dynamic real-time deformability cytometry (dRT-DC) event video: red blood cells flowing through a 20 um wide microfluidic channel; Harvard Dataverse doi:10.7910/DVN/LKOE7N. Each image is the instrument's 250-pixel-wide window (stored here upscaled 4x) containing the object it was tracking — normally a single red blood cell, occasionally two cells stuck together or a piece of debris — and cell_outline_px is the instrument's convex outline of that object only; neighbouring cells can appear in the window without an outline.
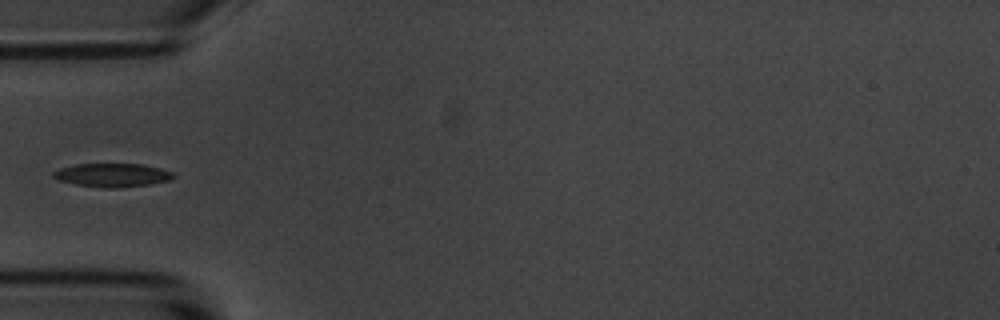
{"species": "common noctule bat (a hibernating species)", "species_latin": "Nyctalus noctula", "temperature_condition": "room temperature", "stored_images_in_passage": 6, "camera_frame_rate_fps": 3000, "um_per_image_px": 0.085, "animal": {"sex": "male", "body_mass_g": 20.1, "forearm_length_mm": 53.5}, "frame": {"image": 1, "passage_image": 4, "time_ms": 4.333, "image_size_px": [1000, 320], "cell_outline_px": [[176, 176], [172, 180], [148, 184], [120, 188], [104, 188], [76, 184], [60, 180], [52, 176], [52, 172], [60, 168], [76, 164], [144, 164], [160, 168], [172, 172]], "centroid_in_image_um": [9.58, 14.88], "position_along_channel_um": 75.4, "area_um2": 16.47}}
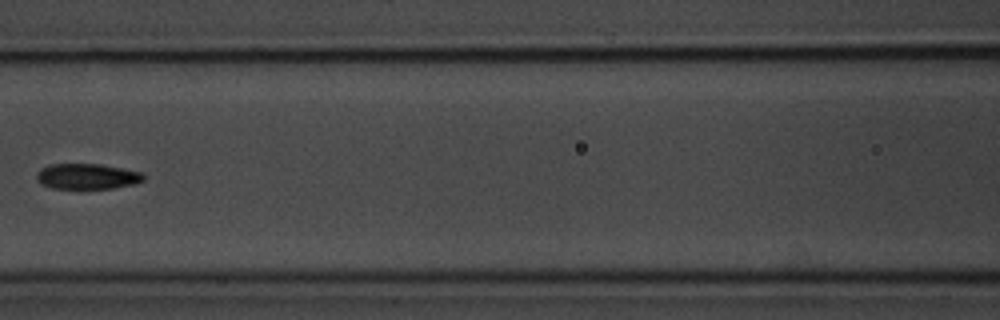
{"frame": {"image": 2, "passage_image": 6, "time_ms": 6.667, "image_size_px": [1000, 320], "cell_outline_px": [[144, 180], [132, 184], [112, 188], [52, 188], [40, 184], [36, 180], [36, 172], [40, 168], [52, 164], [100, 164], [140, 172], [144, 176]], "centroid_in_image_um": [7.33, 14.99], "position_along_channel_um": 159.3, "area_um2": 15.78}}